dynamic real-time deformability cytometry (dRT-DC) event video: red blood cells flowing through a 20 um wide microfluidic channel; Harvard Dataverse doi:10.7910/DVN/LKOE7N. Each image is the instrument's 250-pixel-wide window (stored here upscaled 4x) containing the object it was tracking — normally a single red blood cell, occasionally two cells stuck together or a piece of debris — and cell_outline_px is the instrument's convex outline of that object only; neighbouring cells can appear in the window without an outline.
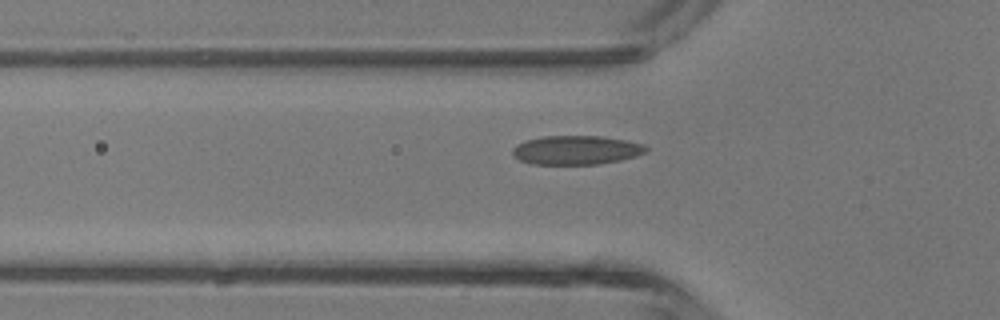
{"species": "common noctule bat (a hibernating species)", "species_latin": "Nyctalus noctula", "temperature_condition": "room temperature", "stored_images_in_passage": 6, "camera_frame_rate_fps": 3000, "um_per_image_px": 0.085, "animal": {"sex": "male", "body_mass_g": 13.3}, "frame": {"image": 1, "passage_image": 5, "time_ms": 5.667, "image_size_px": [1000, 320], "cell_outline_px": [[648, 152], [636, 156], [620, 160], [600, 164], [532, 164], [520, 160], [512, 156], [512, 148], [516, 144], [524, 140], [544, 136], [600, 136], [624, 140], [644, 144], [648, 148]], "centroid_in_image_um": [48.96, 12.76], "position_along_channel_um": 76.8, "area_um2": 22.72}}